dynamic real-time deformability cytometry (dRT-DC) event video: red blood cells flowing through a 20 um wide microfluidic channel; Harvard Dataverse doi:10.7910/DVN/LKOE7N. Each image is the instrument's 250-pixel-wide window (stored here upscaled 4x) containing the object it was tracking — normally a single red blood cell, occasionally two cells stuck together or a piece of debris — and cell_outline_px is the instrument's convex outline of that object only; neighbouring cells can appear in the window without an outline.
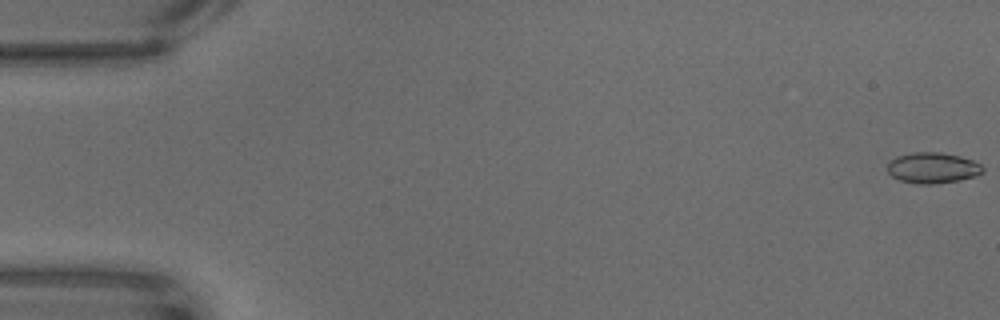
{"species": "common noctule bat (a hibernating species)", "species_latin": "Nyctalus noctula", "temperature_condition": "warm", "stored_images_in_passage": 60, "camera_frame_rate_fps": 3000, "um_per_image_px": 0.085, "animal": {"sex": "male", "body_mass_g": 18.8}, "frame": {"image": 1, "passage_image": 1, "time_ms": 0.0, "image_size_px": [1000, 320], "cell_outline_px": [[984, 172], [976, 176], [960, 180], [932, 184], [916, 184], [900, 180], [892, 176], [888, 172], [888, 164], [896, 156], [912, 152], [940, 152], [960, 156], [972, 160], [980, 164], [984, 168]], "centroid_in_image_um": [79.29, 14.27], "position_along_channel_um": 5.7, "area_um2": 17.17}}
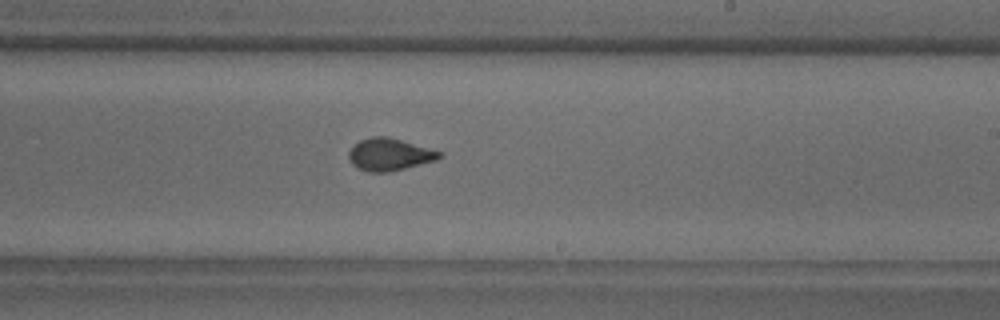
{"frame": {"image": 2, "passage_image": 39, "time_ms": 12.667, "image_size_px": [1000, 320], "cell_outline_px": [[444, 152], [436, 160], [388, 172], [368, 172], [352, 164], [348, 156], [348, 152], [360, 140], [372, 136], [388, 136]], "centroid_in_image_um": [33.11, 13.12], "position_along_channel_um": 255.9, "area_um2": 16.88}}
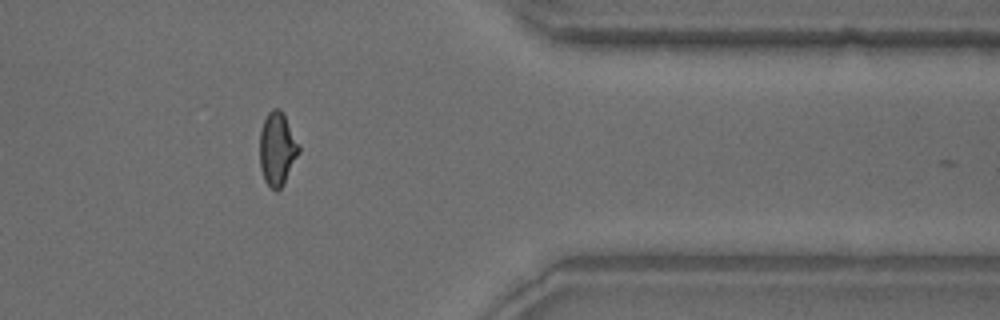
{"frame": {"image": 3, "passage_image": 53, "time_ms": 17.333, "image_size_px": [1000, 320], "cell_outline_px": [[300, 152], [284, 184], [276, 192], [264, 180], [260, 168], [260, 128], [268, 112], [272, 108], [280, 108], [300, 144]], "centroid_in_image_um": [23.57, 12.65], "position_along_channel_um": 387.8, "area_um2": 16.88}}